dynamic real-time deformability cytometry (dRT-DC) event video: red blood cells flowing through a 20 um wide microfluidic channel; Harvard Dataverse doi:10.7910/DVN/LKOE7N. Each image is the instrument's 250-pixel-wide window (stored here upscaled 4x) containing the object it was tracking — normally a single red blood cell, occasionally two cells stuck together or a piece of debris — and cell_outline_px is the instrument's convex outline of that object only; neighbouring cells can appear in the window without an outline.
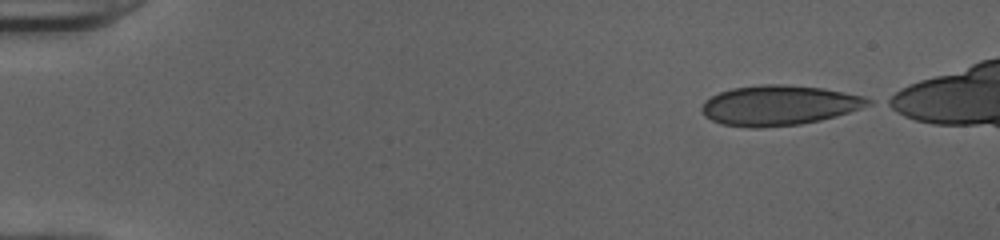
{"species": "human", "species_latin": "Homo sapiens", "temperature_condition": "cold", "stored_images_in_passage": 44, "camera_frame_rate_fps": 3000, "um_per_image_px": 0.085, "donor": {"sex": "female"}, "frame": {"image": 1, "passage_image": 1, "time_ms": 0.0, "image_size_px": [1000, 240], "cell_outline_px": [[872, 104], [836, 116], [820, 120], [800, 124], [760, 128], [748, 128], [720, 124], [704, 116], [700, 108], [704, 100], [720, 92], [732, 88], [760, 84], [784, 84], [824, 88], [864, 96], [872, 100]], "centroid_in_image_um": [66.18, 8.95], "position_along_channel_um": 18.8, "area_um2": 39.02}}
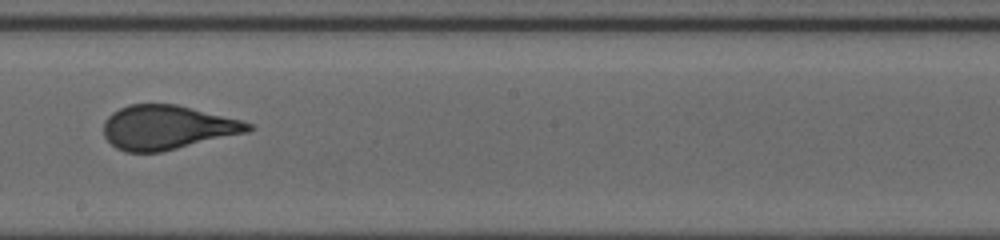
{"frame": {"image": 2, "passage_image": 26, "time_ms": 8.333, "image_size_px": [1000, 240], "cell_outline_px": [[256, 128], [248, 132], [160, 152], [124, 152], [116, 148], [104, 136], [104, 120], [112, 112], [128, 104], [176, 104], [240, 120], [252, 124]], "centroid_in_image_um": [14.19, 10.83], "position_along_channel_um": 234.0, "area_um2": 37.05}}
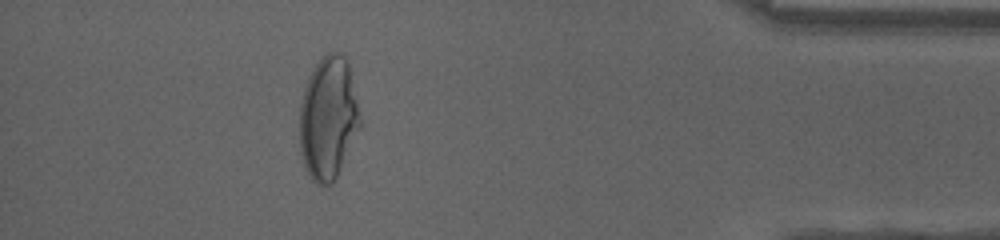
{"frame": {"image": 3, "passage_image": 42, "time_ms": 13.667, "image_size_px": [1000, 240], "cell_outline_px": [[360, 124], [336, 176], [332, 184], [316, 184], [312, 180], [304, 164], [300, 152], [300, 104], [304, 88], [308, 76], [316, 64], [328, 52], [340, 52], [344, 56], [348, 64], [360, 116]], "centroid_in_image_um": [27.86, 10.02], "position_along_channel_um": 407.3, "area_um2": 42.43}}